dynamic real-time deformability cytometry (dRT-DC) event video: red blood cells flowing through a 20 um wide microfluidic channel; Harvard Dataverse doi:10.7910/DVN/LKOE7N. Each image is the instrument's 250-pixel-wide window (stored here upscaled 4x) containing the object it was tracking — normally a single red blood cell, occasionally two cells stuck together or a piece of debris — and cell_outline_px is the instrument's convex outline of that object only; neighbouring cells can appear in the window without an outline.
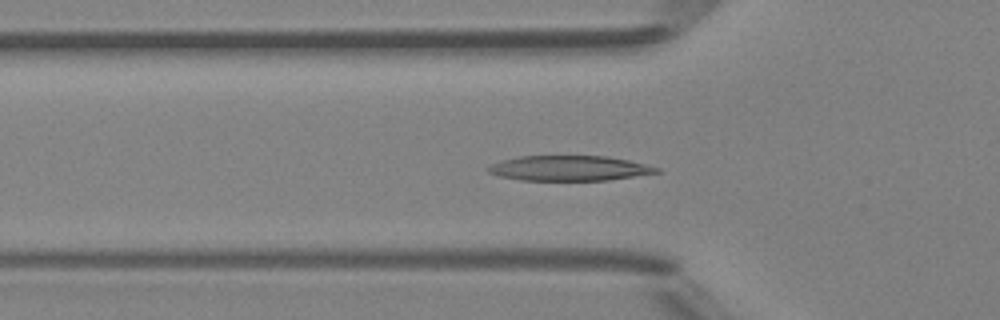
{"species": "Egyptian fruit bat (a non-hibernating species)", "species_latin": "Rousettus aegyptiacus", "temperature_condition": "room temperature", "stored_images_in_passage": 49, "camera_frame_rate_fps": 3000, "um_per_image_px": 0.085, "animal": {"sex": "female"}, "frame": {"image": 1, "passage_image": 16, "time_ms": 5.0, "image_size_px": [1000, 320], "cell_outline_px": [[660, 172], [608, 180], [520, 180], [500, 176], [488, 172], [488, 168], [492, 164], [504, 160], [520, 156], [604, 156], [628, 160], [660, 168]], "centroid_in_image_um": [48.39, 14.3], "position_along_channel_um": 77.4, "area_um2": 24.28}}
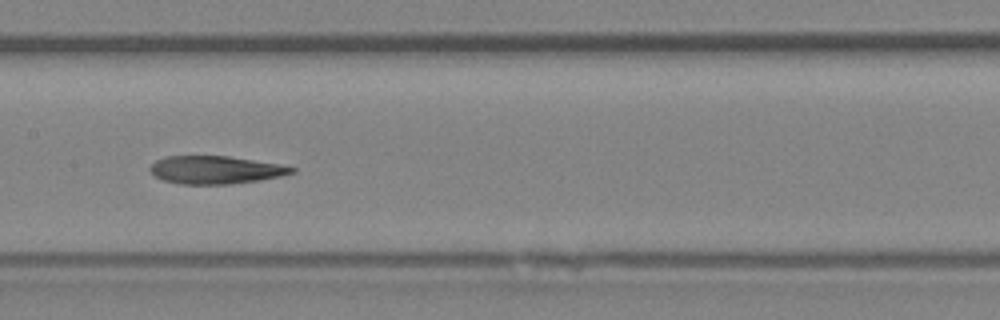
{"frame": {"image": 2, "passage_image": 24, "time_ms": 7.667, "image_size_px": [1000, 320], "cell_outline_px": [[296, 172], [280, 176], [260, 180], [232, 184], [180, 184], [164, 180], [156, 176], [148, 168], [156, 160], [168, 156], [228, 156], [280, 164], [296, 168]], "centroid_in_image_um": [18.34, 14.44], "position_along_channel_um": 189.1, "area_um2": 22.95}}
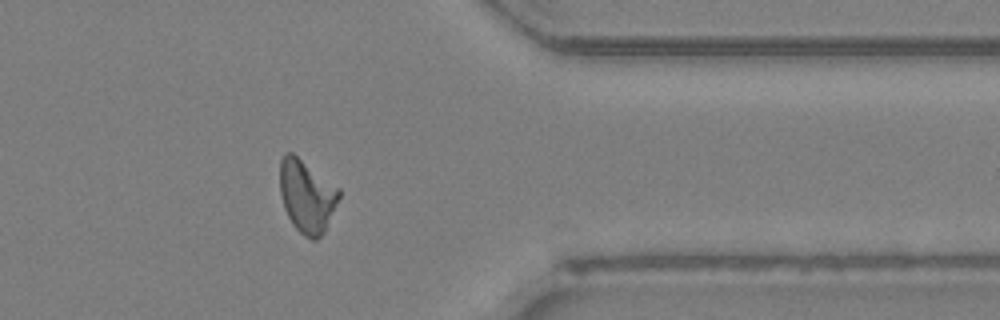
{"frame": {"image": 3, "passage_image": 39, "time_ms": 12.667, "image_size_px": [1000, 320], "cell_outline_px": [[340, 196], [324, 232], [316, 240], [312, 240], [304, 236], [292, 224], [284, 208], [280, 192], [280, 160], [284, 152], [292, 152], [340, 188]], "centroid_in_image_um": [26.07, 16.66], "position_along_channel_um": 385.3, "area_um2": 25.03}, "authors_computed_cell_mechanics": {"area_um2": 24.276, "velocity_mm_per_s": 4.1987, "shape_relaxation_time_tau1_ms": 5.543, "shape_relaxation_time_tau2_ms": 3.2972, "deformation_change_tau1": 0.2031, "deformation_change_tau2": 0.1339}}